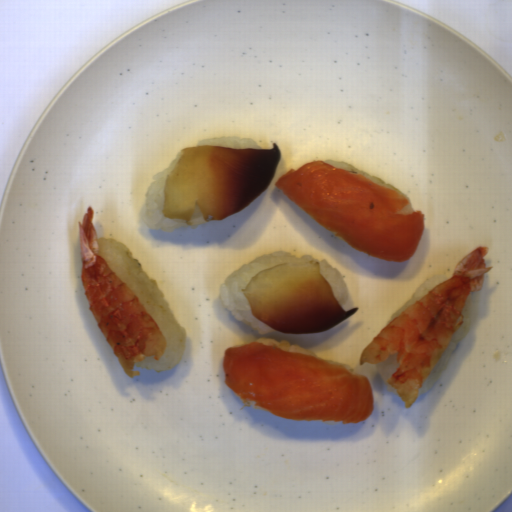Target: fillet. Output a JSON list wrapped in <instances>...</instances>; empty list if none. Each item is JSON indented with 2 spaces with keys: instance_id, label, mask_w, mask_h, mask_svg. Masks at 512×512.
<instances>
[{
  "instance_id": "25842a12",
  "label": "fillet",
  "mask_w": 512,
  "mask_h": 512,
  "mask_svg": "<svg viewBox=\"0 0 512 512\" xmlns=\"http://www.w3.org/2000/svg\"><path fill=\"white\" fill-rule=\"evenodd\" d=\"M224 385L242 405L293 421L358 423L375 401L368 376L273 344L250 341L224 349Z\"/></svg>"
},
{
  "instance_id": "e2c912f1",
  "label": "fillet",
  "mask_w": 512,
  "mask_h": 512,
  "mask_svg": "<svg viewBox=\"0 0 512 512\" xmlns=\"http://www.w3.org/2000/svg\"><path fill=\"white\" fill-rule=\"evenodd\" d=\"M274 184L316 222L371 257L408 261L425 231L422 210L401 211L409 198L325 160L291 168Z\"/></svg>"
},
{
  "instance_id": "e495c32b",
  "label": "fillet",
  "mask_w": 512,
  "mask_h": 512,
  "mask_svg": "<svg viewBox=\"0 0 512 512\" xmlns=\"http://www.w3.org/2000/svg\"><path fill=\"white\" fill-rule=\"evenodd\" d=\"M273 148L184 146L166 175L165 218L191 220L196 206L205 222L224 220L254 202L271 185L282 151Z\"/></svg>"
},
{
  "instance_id": "f6d04758",
  "label": "fillet",
  "mask_w": 512,
  "mask_h": 512,
  "mask_svg": "<svg viewBox=\"0 0 512 512\" xmlns=\"http://www.w3.org/2000/svg\"><path fill=\"white\" fill-rule=\"evenodd\" d=\"M240 290L251 315L283 334H320L360 308L343 309L319 261L274 265L258 271Z\"/></svg>"
}]
</instances>
